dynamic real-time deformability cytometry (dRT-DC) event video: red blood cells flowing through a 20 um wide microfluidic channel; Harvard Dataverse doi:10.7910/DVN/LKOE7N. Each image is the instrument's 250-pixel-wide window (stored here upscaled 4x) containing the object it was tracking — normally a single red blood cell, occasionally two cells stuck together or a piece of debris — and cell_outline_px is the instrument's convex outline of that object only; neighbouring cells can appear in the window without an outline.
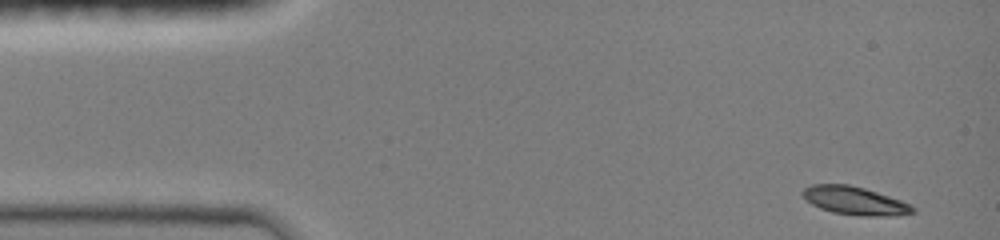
{"species": "common noctule bat (a hibernating species)", "species_latin": "Nyctalus noctula", "temperature_condition": "room temperature", "stored_images_in_passage": 43, "camera_frame_rate_fps": 3000, "um_per_image_px": 0.085, "animal": {"sex": "female", "body_mass_g": 19.0, "forearm_length_mm": 51.5}, "frame": {"image": 1, "passage_image": 1, "time_ms": 0.0, "image_size_px": [1000, 240], "cell_outline_px": [[916, 212], [896, 216], [860, 216], [832, 212], [820, 208], [812, 204], [800, 192], [804, 188], [812, 184], [848, 184], [864, 188], [900, 200], [916, 208]], "centroid_in_image_um": [72.66, 17.07], "position_along_channel_um": 12.3, "area_um2": 18.03}}
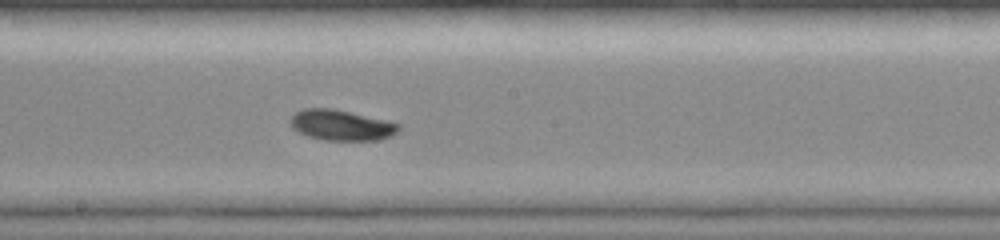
{"frame": {"image": 2, "passage_image": 24, "time_ms": 7.667, "image_size_px": [1000, 240], "cell_outline_px": [[400, 128], [392, 136], [380, 140], [324, 140], [308, 136], [292, 128], [288, 120], [296, 112], [304, 108], [332, 108], [384, 120], [400, 124]], "centroid_in_image_um": [28.98, 10.64], "position_along_channel_um": 219.2, "area_um2": 19.19}}
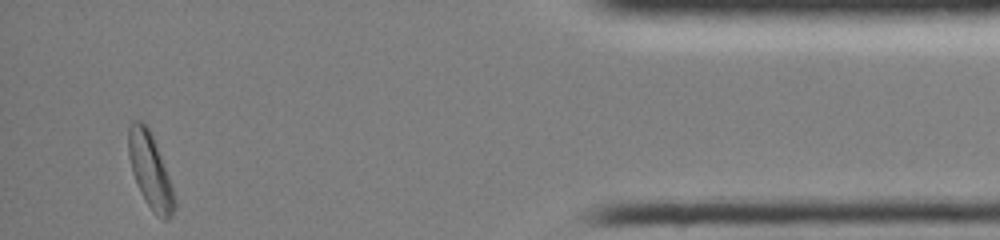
{"frame": {"image": 3, "passage_image": 43, "time_ms": 14.0, "image_size_px": [1000, 240], "cell_outline_px": [[176, 208], [172, 216], [168, 220], [164, 220], [148, 204], [140, 192], [132, 172], [128, 156], [128, 128], [132, 120], [140, 120], [148, 128], [156, 144], [168, 176], [172, 188], [176, 204]], "centroid_in_image_um": [12.75, 14.49], "position_along_channel_um": 422.5, "area_um2": 19.65}, "authors_computed_cell_mechanics": {"area_um2": 18.785, "velocity_mm_per_s": 4.0002, "shape_relaxation_time_tau1_ms": 2.279, "shape_relaxation_time_tau2_ms": null, "deformation_change_tau1": 0.1222, "deformation_change_tau2": null}}